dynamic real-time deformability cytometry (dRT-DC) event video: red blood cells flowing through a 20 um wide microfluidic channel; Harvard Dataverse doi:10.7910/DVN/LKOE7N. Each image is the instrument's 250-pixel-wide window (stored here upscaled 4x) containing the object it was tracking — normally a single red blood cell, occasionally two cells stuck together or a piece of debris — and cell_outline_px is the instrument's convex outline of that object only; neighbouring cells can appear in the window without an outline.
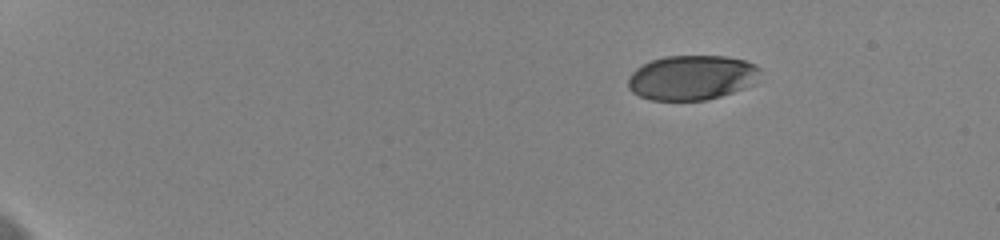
{"species": "human", "species_latin": "Homo sapiens", "temperature_condition": "cold", "stored_images_in_passage": 49, "camera_frame_rate_fps": 3000, "um_per_image_px": 0.085, "donor": {"sex": "female"}, "frame": {"image": 1, "passage_image": 1, "time_ms": 0.0, "image_size_px": [1000, 240], "cell_outline_px": [[760, 68], [752, 84], [744, 88], [720, 96], [704, 100], [652, 100], [640, 96], [632, 92], [628, 88], [628, 80], [632, 72], [636, 68], [652, 60], [664, 56], [728, 56], [744, 60], [756, 64]], "centroid_in_image_um": [58.78, 6.59], "position_along_channel_um": 26.2, "area_um2": 34.22}}
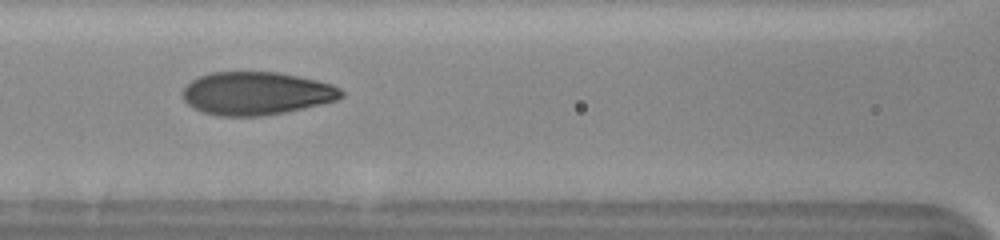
{"frame": {"image": 2, "passage_image": 21, "time_ms": 6.667, "image_size_px": [1000, 240], "cell_outline_px": [[344, 96], [336, 100], [304, 108], [284, 112], [260, 116], [220, 116], [204, 112], [188, 104], [184, 100], [184, 88], [192, 80], [200, 76], [212, 72], [280, 72], [316, 80], [332, 84], [340, 88], [344, 92]], "centroid_in_image_um": [21.83, 7.93], "position_along_channel_um": 144.8, "area_um2": 39.54}}
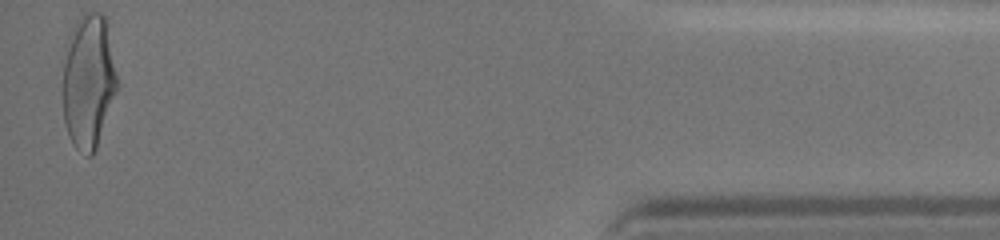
{"frame": {"image": 3, "passage_image": 49, "time_ms": 16.0, "image_size_px": [1000, 240], "cell_outline_px": [[116, 92], [96, 148], [92, 156], [88, 156], [76, 148], [72, 144], [68, 136], [64, 124], [64, 44], [80, 16], [88, 12], [100, 12], [104, 16], [108, 24], [116, 76]], "centroid_in_image_um": [7.5, 6.89], "position_along_channel_um": 427.7, "area_um2": 42.25}, "authors_computed_cell_mechanics": {"area_um2": 39.3618, "velocity_mm_per_s": 3.6513, "shape_relaxation_time_tau1_ms": 4.1052, "shape_relaxation_time_tau2_ms": 0.681, "deformation_change_tau1": 0.1724, "deformation_change_tau2": 0.0521}}